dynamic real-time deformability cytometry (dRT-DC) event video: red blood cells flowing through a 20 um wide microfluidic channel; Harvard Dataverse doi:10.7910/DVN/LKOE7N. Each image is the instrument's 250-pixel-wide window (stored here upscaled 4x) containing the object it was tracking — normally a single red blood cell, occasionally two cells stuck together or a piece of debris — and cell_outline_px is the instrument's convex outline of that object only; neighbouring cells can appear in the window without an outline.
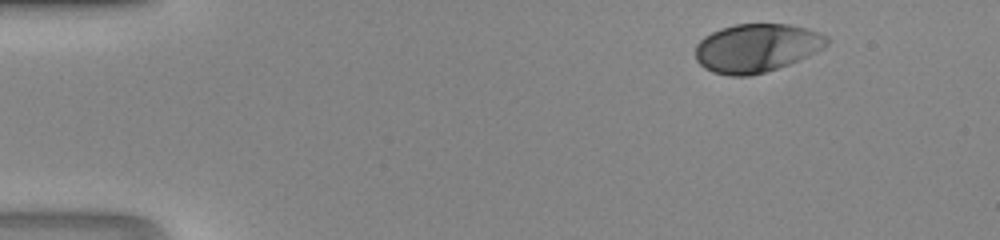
{"species": "human", "species_latin": "Homo sapiens", "temperature_condition": "room temperature", "stored_images_in_passage": 34, "camera_frame_rate_fps": 3000, "um_per_image_px": 0.085, "donor": {"sex": "male"}, "frame": {"image": 1, "passage_image": 1, "time_ms": 0.0, "image_size_px": [1000, 240], "cell_outline_px": [[828, 44], [824, 48], [816, 52], [788, 64], [764, 72], [748, 76], [728, 76], [712, 72], [704, 68], [696, 60], [696, 44], [704, 36], [720, 28], [736, 24], [788, 24], [808, 28], [828, 36]], "centroid_in_image_um": [64.3, 4.07], "position_along_channel_um": 20.7, "area_um2": 37.17}}
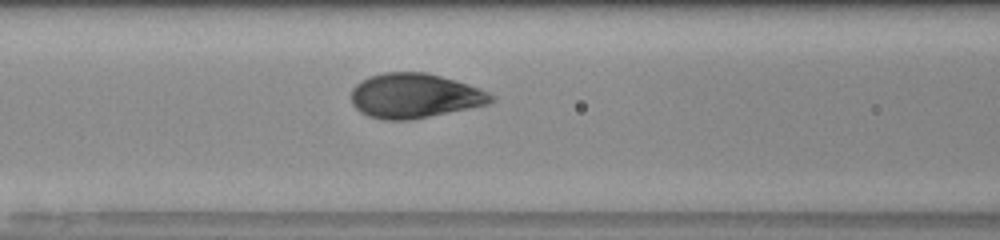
{"frame": {"image": 2, "passage_image": 16, "time_ms": 5.0, "image_size_px": [1000, 240], "cell_outline_px": [[496, 100], [488, 104], [412, 120], [384, 120], [368, 116], [360, 112], [352, 104], [352, 88], [360, 80], [368, 76], [384, 72], [428, 72], [456, 80], [480, 88], [496, 96]], "centroid_in_image_um": [35.25, 8.13], "position_along_channel_um": 131.4, "area_um2": 36.76}}
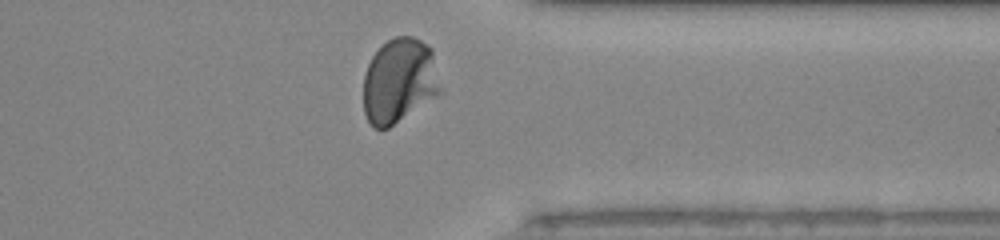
{"frame": {"image": 3, "passage_image": 33, "time_ms": 10.667, "image_size_px": [1000, 240], "cell_outline_px": [[444, 92], [388, 128], [372, 128], [364, 112], [364, 76], [368, 64], [372, 56], [388, 40], [396, 36], [412, 36], [420, 40], [432, 48]], "centroid_in_image_um": [33.98, 6.88], "position_along_channel_um": 377.4, "area_um2": 38.49}}